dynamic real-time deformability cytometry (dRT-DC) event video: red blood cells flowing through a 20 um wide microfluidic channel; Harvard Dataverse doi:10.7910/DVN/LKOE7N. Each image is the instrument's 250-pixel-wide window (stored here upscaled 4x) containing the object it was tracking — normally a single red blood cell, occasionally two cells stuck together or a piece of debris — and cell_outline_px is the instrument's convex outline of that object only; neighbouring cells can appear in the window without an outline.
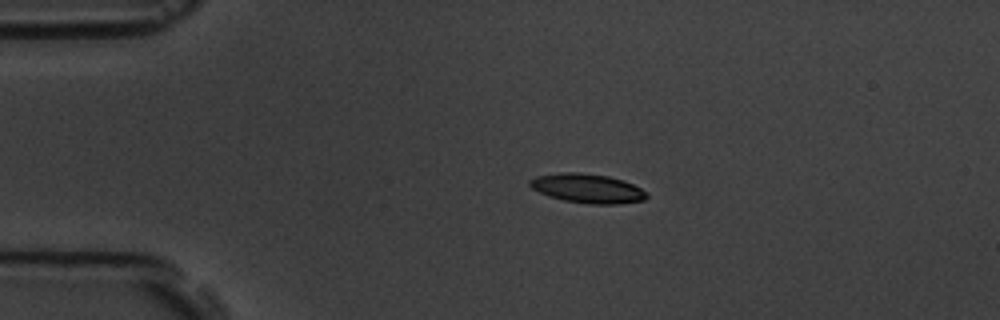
{"species": "common noctule bat (a hibernating species)", "species_latin": "Nyctalus noctula", "temperature_condition": "room temperature", "stored_images_in_passage": 15, "camera_frame_rate_fps": 3000, "um_per_image_px": 0.085, "animal": {"sex": "male", "body_mass_g": 19.5, "forearm_length_mm": 54.6}, "frame": {"image": 1, "passage_image": 3, "time_ms": 3.333, "image_size_px": [1000, 320], "cell_outline_px": [[648, 196], [644, 200], [620, 204], [588, 204], [564, 200], [548, 196], [532, 188], [528, 184], [528, 180], [536, 176], [560, 172], [576, 172], [608, 176], [624, 180], [648, 192]], "centroid_in_image_um": [49.94, 16.01], "position_along_channel_um": 35.1, "area_um2": 20.0}}
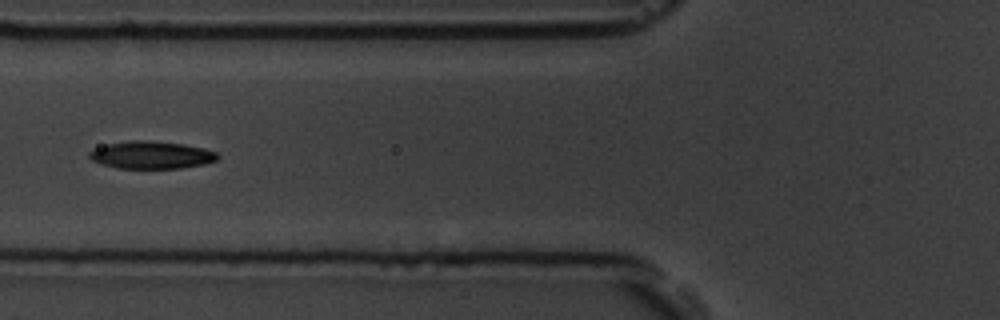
{"frame": {"image": 2, "passage_image": 6, "time_ms": 6.667, "image_size_px": [1000, 320], "cell_outline_px": [[220, 156], [216, 160], [204, 164], [180, 168], [116, 168], [100, 164], [92, 160], [88, 156], [88, 152], [96, 148], [108, 144], [132, 140], [148, 140], [184, 144], [204, 148], [216, 152]], "centroid_in_image_um": [12.86, 13.17], "position_along_channel_um": 112.9, "area_um2": 20.58}}
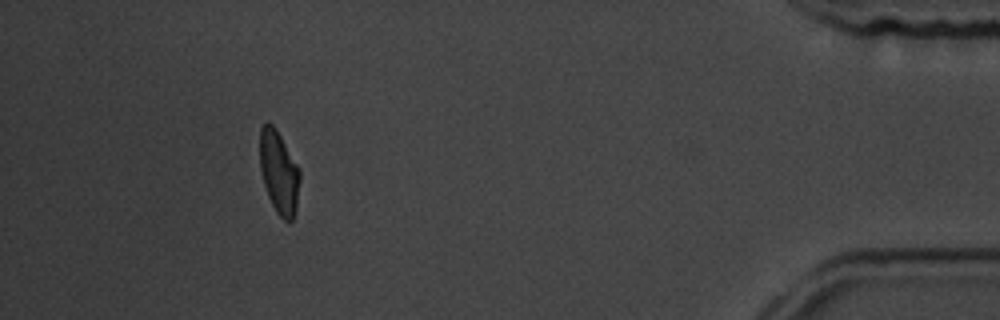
{"frame": {"image": 3, "passage_image": 14, "time_ms": 16.667, "image_size_px": [1000, 320], "cell_outline_px": [[300, 180], [296, 208], [292, 220], [284, 220], [276, 212], [268, 196], [264, 184], [260, 168], [260, 128], [268, 120], [276, 128], [300, 168]], "centroid_in_image_um": [23.71, 14.61], "position_along_channel_um": 411.5, "area_um2": 19.36}, "authors_computed_cell_mechanics": {"area_um2": 19.7676, "velocity_mm_per_s": 3.5918, "shape_relaxation_time_tau1_ms": 3.7408, "shape_relaxation_time_tau2_ms": 4.7209, "deformation_change_tau1": 0.1374, "deformation_change_tau2": 0.0992}}